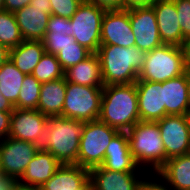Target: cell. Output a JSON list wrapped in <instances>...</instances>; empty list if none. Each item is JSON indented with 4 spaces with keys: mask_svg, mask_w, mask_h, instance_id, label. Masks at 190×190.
<instances>
[{
    "mask_svg": "<svg viewBox=\"0 0 190 190\" xmlns=\"http://www.w3.org/2000/svg\"><path fill=\"white\" fill-rule=\"evenodd\" d=\"M99 120L119 132H127L140 121L136 84L105 85Z\"/></svg>",
    "mask_w": 190,
    "mask_h": 190,
    "instance_id": "cell-1",
    "label": "cell"
},
{
    "mask_svg": "<svg viewBox=\"0 0 190 190\" xmlns=\"http://www.w3.org/2000/svg\"><path fill=\"white\" fill-rule=\"evenodd\" d=\"M101 64L103 84H132L138 80L147 51L136 46L100 45L98 52Z\"/></svg>",
    "mask_w": 190,
    "mask_h": 190,
    "instance_id": "cell-2",
    "label": "cell"
},
{
    "mask_svg": "<svg viewBox=\"0 0 190 190\" xmlns=\"http://www.w3.org/2000/svg\"><path fill=\"white\" fill-rule=\"evenodd\" d=\"M85 123L86 121L63 116H49L41 149L50 152L62 165H77Z\"/></svg>",
    "mask_w": 190,
    "mask_h": 190,
    "instance_id": "cell-3",
    "label": "cell"
},
{
    "mask_svg": "<svg viewBox=\"0 0 190 190\" xmlns=\"http://www.w3.org/2000/svg\"><path fill=\"white\" fill-rule=\"evenodd\" d=\"M127 137L130 152L139 167L151 164L156 173L165 164V148L157 122L139 121L127 131Z\"/></svg>",
    "mask_w": 190,
    "mask_h": 190,
    "instance_id": "cell-4",
    "label": "cell"
},
{
    "mask_svg": "<svg viewBox=\"0 0 190 190\" xmlns=\"http://www.w3.org/2000/svg\"><path fill=\"white\" fill-rule=\"evenodd\" d=\"M182 47L162 44L148 51L137 81L162 83L185 73Z\"/></svg>",
    "mask_w": 190,
    "mask_h": 190,
    "instance_id": "cell-5",
    "label": "cell"
},
{
    "mask_svg": "<svg viewBox=\"0 0 190 190\" xmlns=\"http://www.w3.org/2000/svg\"><path fill=\"white\" fill-rule=\"evenodd\" d=\"M118 132L99 119L87 121L80 138L77 165L89 170L101 166L106 149Z\"/></svg>",
    "mask_w": 190,
    "mask_h": 190,
    "instance_id": "cell-6",
    "label": "cell"
},
{
    "mask_svg": "<svg viewBox=\"0 0 190 190\" xmlns=\"http://www.w3.org/2000/svg\"><path fill=\"white\" fill-rule=\"evenodd\" d=\"M103 87L66 84V94L62 114L65 118L81 121L98 120L101 111Z\"/></svg>",
    "mask_w": 190,
    "mask_h": 190,
    "instance_id": "cell-7",
    "label": "cell"
},
{
    "mask_svg": "<svg viewBox=\"0 0 190 190\" xmlns=\"http://www.w3.org/2000/svg\"><path fill=\"white\" fill-rule=\"evenodd\" d=\"M106 9L83 0L70 18V36L92 53L101 45V25Z\"/></svg>",
    "mask_w": 190,
    "mask_h": 190,
    "instance_id": "cell-8",
    "label": "cell"
},
{
    "mask_svg": "<svg viewBox=\"0 0 190 190\" xmlns=\"http://www.w3.org/2000/svg\"><path fill=\"white\" fill-rule=\"evenodd\" d=\"M156 122L163 140L166 161L190 153V115H166Z\"/></svg>",
    "mask_w": 190,
    "mask_h": 190,
    "instance_id": "cell-9",
    "label": "cell"
},
{
    "mask_svg": "<svg viewBox=\"0 0 190 190\" xmlns=\"http://www.w3.org/2000/svg\"><path fill=\"white\" fill-rule=\"evenodd\" d=\"M40 148L33 142L16 140L9 136L0 140V162L3 175L18 181Z\"/></svg>",
    "mask_w": 190,
    "mask_h": 190,
    "instance_id": "cell-10",
    "label": "cell"
},
{
    "mask_svg": "<svg viewBox=\"0 0 190 190\" xmlns=\"http://www.w3.org/2000/svg\"><path fill=\"white\" fill-rule=\"evenodd\" d=\"M48 125V117L39 110L16 109L11 113L8 136L21 141L42 145Z\"/></svg>",
    "mask_w": 190,
    "mask_h": 190,
    "instance_id": "cell-11",
    "label": "cell"
},
{
    "mask_svg": "<svg viewBox=\"0 0 190 190\" xmlns=\"http://www.w3.org/2000/svg\"><path fill=\"white\" fill-rule=\"evenodd\" d=\"M129 21L139 50L152 51L162 45L153 7L141 6L129 9Z\"/></svg>",
    "mask_w": 190,
    "mask_h": 190,
    "instance_id": "cell-12",
    "label": "cell"
},
{
    "mask_svg": "<svg viewBox=\"0 0 190 190\" xmlns=\"http://www.w3.org/2000/svg\"><path fill=\"white\" fill-rule=\"evenodd\" d=\"M101 45L135 46L129 9L106 10L101 25Z\"/></svg>",
    "mask_w": 190,
    "mask_h": 190,
    "instance_id": "cell-13",
    "label": "cell"
},
{
    "mask_svg": "<svg viewBox=\"0 0 190 190\" xmlns=\"http://www.w3.org/2000/svg\"><path fill=\"white\" fill-rule=\"evenodd\" d=\"M146 181L138 172H115L102 166L89 170L90 190H142Z\"/></svg>",
    "mask_w": 190,
    "mask_h": 190,
    "instance_id": "cell-14",
    "label": "cell"
},
{
    "mask_svg": "<svg viewBox=\"0 0 190 190\" xmlns=\"http://www.w3.org/2000/svg\"><path fill=\"white\" fill-rule=\"evenodd\" d=\"M61 165L50 152L40 148L18 180L19 190H39Z\"/></svg>",
    "mask_w": 190,
    "mask_h": 190,
    "instance_id": "cell-15",
    "label": "cell"
},
{
    "mask_svg": "<svg viewBox=\"0 0 190 190\" xmlns=\"http://www.w3.org/2000/svg\"><path fill=\"white\" fill-rule=\"evenodd\" d=\"M140 121L156 122L165 116L162 83L136 81Z\"/></svg>",
    "mask_w": 190,
    "mask_h": 190,
    "instance_id": "cell-16",
    "label": "cell"
},
{
    "mask_svg": "<svg viewBox=\"0 0 190 190\" xmlns=\"http://www.w3.org/2000/svg\"><path fill=\"white\" fill-rule=\"evenodd\" d=\"M151 6L157 19L162 43L182 47L183 36L175 2L173 0H156Z\"/></svg>",
    "mask_w": 190,
    "mask_h": 190,
    "instance_id": "cell-17",
    "label": "cell"
},
{
    "mask_svg": "<svg viewBox=\"0 0 190 190\" xmlns=\"http://www.w3.org/2000/svg\"><path fill=\"white\" fill-rule=\"evenodd\" d=\"M101 166L115 172H139L143 169L136 164L130 152L127 132H118L110 141Z\"/></svg>",
    "mask_w": 190,
    "mask_h": 190,
    "instance_id": "cell-18",
    "label": "cell"
},
{
    "mask_svg": "<svg viewBox=\"0 0 190 190\" xmlns=\"http://www.w3.org/2000/svg\"><path fill=\"white\" fill-rule=\"evenodd\" d=\"M39 190H90L89 169L76 164L61 165Z\"/></svg>",
    "mask_w": 190,
    "mask_h": 190,
    "instance_id": "cell-19",
    "label": "cell"
},
{
    "mask_svg": "<svg viewBox=\"0 0 190 190\" xmlns=\"http://www.w3.org/2000/svg\"><path fill=\"white\" fill-rule=\"evenodd\" d=\"M51 14L30 4L14 12L23 40L42 41L46 35Z\"/></svg>",
    "mask_w": 190,
    "mask_h": 190,
    "instance_id": "cell-20",
    "label": "cell"
},
{
    "mask_svg": "<svg viewBox=\"0 0 190 190\" xmlns=\"http://www.w3.org/2000/svg\"><path fill=\"white\" fill-rule=\"evenodd\" d=\"M165 116L190 115V106L187 96V80L185 73L162 82Z\"/></svg>",
    "mask_w": 190,
    "mask_h": 190,
    "instance_id": "cell-21",
    "label": "cell"
},
{
    "mask_svg": "<svg viewBox=\"0 0 190 190\" xmlns=\"http://www.w3.org/2000/svg\"><path fill=\"white\" fill-rule=\"evenodd\" d=\"M165 187L174 190H190V153L168 159L156 172ZM168 185V186H167Z\"/></svg>",
    "mask_w": 190,
    "mask_h": 190,
    "instance_id": "cell-22",
    "label": "cell"
},
{
    "mask_svg": "<svg viewBox=\"0 0 190 190\" xmlns=\"http://www.w3.org/2000/svg\"><path fill=\"white\" fill-rule=\"evenodd\" d=\"M67 82L91 87H104L100 58L92 53L85 60L75 64L64 72Z\"/></svg>",
    "mask_w": 190,
    "mask_h": 190,
    "instance_id": "cell-23",
    "label": "cell"
},
{
    "mask_svg": "<svg viewBox=\"0 0 190 190\" xmlns=\"http://www.w3.org/2000/svg\"><path fill=\"white\" fill-rule=\"evenodd\" d=\"M67 80L63 78L41 84L38 110L45 116H60L65 101Z\"/></svg>",
    "mask_w": 190,
    "mask_h": 190,
    "instance_id": "cell-24",
    "label": "cell"
},
{
    "mask_svg": "<svg viewBox=\"0 0 190 190\" xmlns=\"http://www.w3.org/2000/svg\"><path fill=\"white\" fill-rule=\"evenodd\" d=\"M45 53L43 41L23 40L9 49V60L24 74H32Z\"/></svg>",
    "mask_w": 190,
    "mask_h": 190,
    "instance_id": "cell-25",
    "label": "cell"
},
{
    "mask_svg": "<svg viewBox=\"0 0 190 190\" xmlns=\"http://www.w3.org/2000/svg\"><path fill=\"white\" fill-rule=\"evenodd\" d=\"M25 76L9 59L0 67V91L13 106L18 102Z\"/></svg>",
    "mask_w": 190,
    "mask_h": 190,
    "instance_id": "cell-26",
    "label": "cell"
},
{
    "mask_svg": "<svg viewBox=\"0 0 190 190\" xmlns=\"http://www.w3.org/2000/svg\"><path fill=\"white\" fill-rule=\"evenodd\" d=\"M22 41L14 13L0 10V44L12 49Z\"/></svg>",
    "mask_w": 190,
    "mask_h": 190,
    "instance_id": "cell-27",
    "label": "cell"
},
{
    "mask_svg": "<svg viewBox=\"0 0 190 190\" xmlns=\"http://www.w3.org/2000/svg\"><path fill=\"white\" fill-rule=\"evenodd\" d=\"M32 75L41 83L57 80L64 77L57 56L45 52L39 63L35 66Z\"/></svg>",
    "mask_w": 190,
    "mask_h": 190,
    "instance_id": "cell-28",
    "label": "cell"
},
{
    "mask_svg": "<svg viewBox=\"0 0 190 190\" xmlns=\"http://www.w3.org/2000/svg\"><path fill=\"white\" fill-rule=\"evenodd\" d=\"M40 88L41 83L32 74L26 75L23 80L21 90L19 92L18 102L14 106V108L38 110Z\"/></svg>",
    "mask_w": 190,
    "mask_h": 190,
    "instance_id": "cell-29",
    "label": "cell"
},
{
    "mask_svg": "<svg viewBox=\"0 0 190 190\" xmlns=\"http://www.w3.org/2000/svg\"><path fill=\"white\" fill-rule=\"evenodd\" d=\"M91 54L92 52L90 50L75 42L66 44L56 56L62 70L65 72L70 67L85 60Z\"/></svg>",
    "mask_w": 190,
    "mask_h": 190,
    "instance_id": "cell-30",
    "label": "cell"
},
{
    "mask_svg": "<svg viewBox=\"0 0 190 190\" xmlns=\"http://www.w3.org/2000/svg\"><path fill=\"white\" fill-rule=\"evenodd\" d=\"M83 0H50L51 15L71 18Z\"/></svg>",
    "mask_w": 190,
    "mask_h": 190,
    "instance_id": "cell-31",
    "label": "cell"
},
{
    "mask_svg": "<svg viewBox=\"0 0 190 190\" xmlns=\"http://www.w3.org/2000/svg\"><path fill=\"white\" fill-rule=\"evenodd\" d=\"M45 52L56 55L62 48L69 43H75L72 36L63 34H46L42 40Z\"/></svg>",
    "mask_w": 190,
    "mask_h": 190,
    "instance_id": "cell-32",
    "label": "cell"
},
{
    "mask_svg": "<svg viewBox=\"0 0 190 190\" xmlns=\"http://www.w3.org/2000/svg\"><path fill=\"white\" fill-rule=\"evenodd\" d=\"M178 12V20L184 39L190 36V0H173Z\"/></svg>",
    "mask_w": 190,
    "mask_h": 190,
    "instance_id": "cell-33",
    "label": "cell"
},
{
    "mask_svg": "<svg viewBox=\"0 0 190 190\" xmlns=\"http://www.w3.org/2000/svg\"><path fill=\"white\" fill-rule=\"evenodd\" d=\"M46 34H63L70 36V19L57 15H50Z\"/></svg>",
    "mask_w": 190,
    "mask_h": 190,
    "instance_id": "cell-34",
    "label": "cell"
},
{
    "mask_svg": "<svg viewBox=\"0 0 190 190\" xmlns=\"http://www.w3.org/2000/svg\"><path fill=\"white\" fill-rule=\"evenodd\" d=\"M106 10L124 9V0H87Z\"/></svg>",
    "mask_w": 190,
    "mask_h": 190,
    "instance_id": "cell-35",
    "label": "cell"
},
{
    "mask_svg": "<svg viewBox=\"0 0 190 190\" xmlns=\"http://www.w3.org/2000/svg\"><path fill=\"white\" fill-rule=\"evenodd\" d=\"M12 112L0 111V140L8 137L10 131V118Z\"/></svg>",
    "mask_w": 190,
    "mask_h": 190,
    "instance_id": "cell-36",
    "label": "cell"
},
{
    "mask_svg": "<svg viewBox=\"0 0 190 190\" xmlns=\"http://www.w3.org/2000/svg\"><path fill=\"white\" fill-rule=\"evenodd\" d=\"M30 1L31 0H4L3 10L14 13L30 4Z\"/></svg>",
    "mask_w": 190,
    "mask_h": 190,
    "instance_id": "cell-37",
    "label": "cell"
},
{
    "mask_svg": "<svg viewBox=\"0 0 190 190\" xmlns=\"http://www.w3.org/2000/svg\"><path fill=\"white\" fill-rule=\"evenodd\" d=\"M0 190H19L18 181L8 176H0Z\"/></svg>",
    "mask_w": 190,
    "mask_h": 190,
    "instance_id": "cell-38",
    "label": "cell"
},
{
    "mask_svg": "<svg viewBox=\"0 0 190 190\" xmlns=\"http://www.w3.org/2000/svg\"><path fill=\"white\" fill-rule=\"evenodd\" d=\"M153 0H124V9L133 7L150 6Z\"/></svg>",
    "mask_w": 190,
    "mask_h": 190,
    "instance_id": "cell-39",
    "label": "cell"
},
{
    "mask_svg": "<svg viewBox=\"0 0 190 190\" xmlns=\"http://www.w3.org/2000/svg\"><path fill=\"white\" fill-rule=\"evenodd\" d=\"M154 180H148L144 183L142 190H172L170 189V187H165L162 183H160L161 181H159V183H157L158 181H154Z\"/></svg>",
    "mask_w": 190,
    "mask_h": 190,
    "instance_id": "cell-40",
    "label": "cell"
},
{
    "mask_svg": "<svg viewBox=\"0 0 190 190\" xmlns=\"http://www.w3.org/2000/svg\"><path fill=\"white\" fill-rule=\"evenodd\" d=\"M30 5L34 8L45 9L47 14H51L50 0H31Z\"/></svg>",
    "mask_w": 190,
    "mask_h": 190,
    "instance_id": "cell-41",
    "label": "cell"
},
{
    "mask_svg": "<svg viewBox=\"0 0 190 190\" xmlns=\"http://www.w3.org/2000/svg\"><path fill=\"white\" fill-rule=\"evenodd\" d=\"M182 49L184 52V60L186 68H190V36L184 39Z\"/></svg>",
    "mask_w": 190,
    "mask_h": 190,
    "instance_id": "cell-42",
    "label": "cell"
},
{
    "mask_svg": "<svg viewBox=\"0 0 190 190\" xmlns=\"http://www.w3.org/2000/svg\"><path fill=\"white\" fill-rule=\"evenodd\" d=\"M14 110V106L5 99L0 91V111L1 112H12Z\"/></svg>",
    "mask_w": 190,
    "mask_h": 190,
    "instance_id": "cell-43",
    "label": "cell"
},
{
    "mask_svg": "<svg viewBox=\"0 0 190 190\" xmlns=\"http://www.w3.org/2000/svg\"><path fill=\"white\" fill-rule=\"evenodd\" d=\"M9 59V49L0 44V67Z\"/></svg>",
    "mask_w": 190,
    "mask_h": 190,
    "instance_id": "cell-44",
    "label": "cell"
},
{
    "mask_svg": "<svg viewBox=\"0 0 190 190\" xmlns=\"http://www.w3.org/2000/svg\"><path fill=\"white\" fill-rule=\"evenodd\" d=\"M186 80H187V96L190 106V68H186Z\"/></svg>",
    "mask_w": 190,
    "mask_h": 190,
    "instance_id": "cell-45",
    "label": "cell"
},
{
    "mask_svg": "<svg viewBox=\"0 0 190 190\" xmlns=\"http://www.w3.org/2000/svg\"><path fill=\"white\" fill-rule=\"evenodd\" d=\"M3 3H4V0H0V10H3Z\"/></svg>",
    "mask_w": 190,
    "mask_h": 190,
    "instance_id": "cell-46",
    "label": "cell"
},
{
    "mask_svg": "<svg viewBox=\"0 0 190 190\" xmlns=\"http://www.w3.org/2000/svg\"><path fill=\"white\" fill-rule=\"evenodd\" d=\"M0 176H3L2 168H1V162H0Z\"/></svg>",
    "mask_w": 190,
    "mask_h": 190,
    "instance_id": "cell-47",
    "label": "cell"
}]
</instances>
